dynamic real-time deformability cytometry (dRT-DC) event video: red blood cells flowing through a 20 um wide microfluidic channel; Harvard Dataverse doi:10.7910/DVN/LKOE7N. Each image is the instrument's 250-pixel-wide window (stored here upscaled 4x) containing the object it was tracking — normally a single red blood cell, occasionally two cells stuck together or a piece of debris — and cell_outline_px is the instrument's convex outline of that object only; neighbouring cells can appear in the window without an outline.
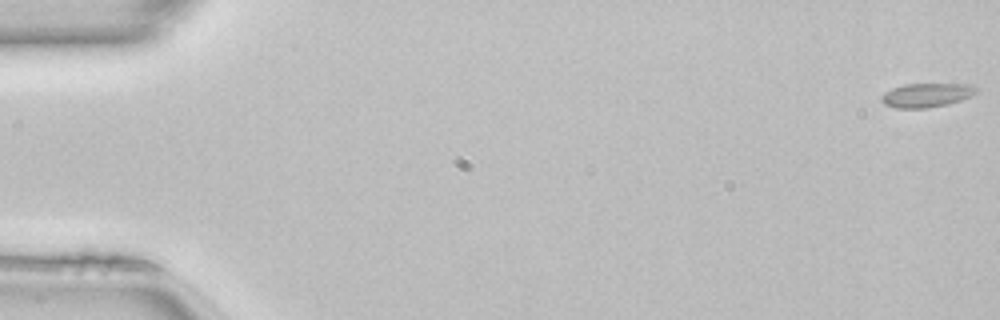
{"species": "common noctule bat (a hibernating species)", "species_latin": "Nyctalus noctula", "temperature_condition": "room temperature", "stored_images_in_passage": 50, "camera_frame_rate_fps": 3000, "um_per_image_px": 0.085, "animal": {"sex": "female", "body_mass_g": 22.7, "forearm_length_mm": 54.2}, "frame": {"image": 1, "passage_image": 1, "time_ms": 0.0, "image_size_px": [1000, 320], "cell_outline_px": [[976, 92], [972, 96], [960, 100], [944, 104], [924, 108], [896, 108], [884, 104], [880, 100], [880, 96], [884, 92], [892, 88], [904, 84], [972, 84], [976, 88]], "centroid_in_image_um": [78.71, 8.08], "position_along_channel_um": 6.3, "area_um2": 13.18}}
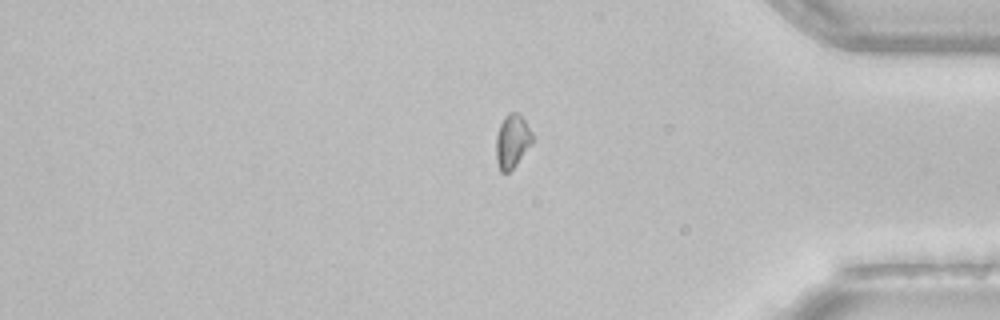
{"frame": {"image": 2, "passage_image": 42, "time_ms": 13.667, "image_size_px": [1000, 320], "cell_outline_px": [[536, 140], [516, 164], [508, 172], [500, 172], [496, 160], [496, 136], [500, 124], [504, 116], [508, 112], [516, 112], [524, 120], [536, 136]], "centroid_in_image_um": [43.57, 11.99], "position_along_channel_um": 391.6, "area_um2": 11.62}}
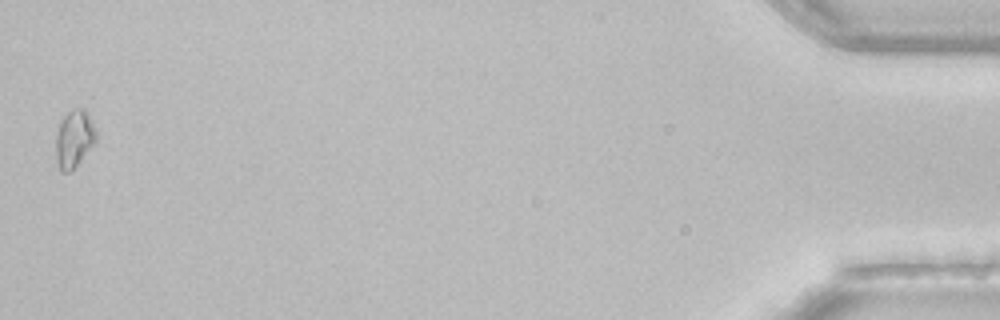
{"frame": {"image": 3, "passage_image": 50, "time_ms": 16.333, "image_size_px": [1000, 320], "cell_outline_px": [[96, 140], [80, 160], [68, 172], [60, 172], [56, 160], [56, 132], [64, 116], [72, 108], [84, 108], [88, 112], [96, 128]], "centroid_in_image_um": [6.3, 11.75], "position_along_channel_um": 428.9, "area_um2": 13.35}, "authors_computed_cell_mechanics": {"area_um2": 11.9935, "velocity_mm_per_s": 4.1354, "shape_relaxation_time_tau1_ms": null, "shape_relaxation_time_tau2_ms": 3.2759, "deformation_change_tau1": null, "deformation_change_tau2": 0.0636}}